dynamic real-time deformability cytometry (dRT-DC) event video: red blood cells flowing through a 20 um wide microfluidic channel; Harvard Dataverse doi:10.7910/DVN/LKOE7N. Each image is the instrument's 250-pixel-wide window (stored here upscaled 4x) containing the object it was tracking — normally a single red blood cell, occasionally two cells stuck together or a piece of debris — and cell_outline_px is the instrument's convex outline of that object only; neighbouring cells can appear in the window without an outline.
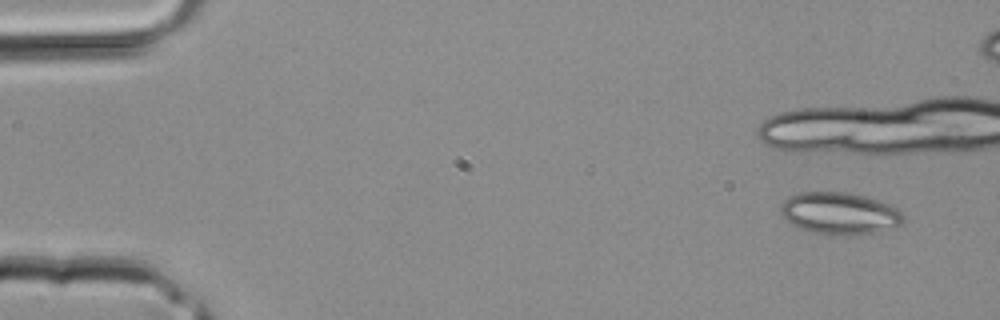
{"species": "common noctule bat (a hibernating species)", "species_latin": "Nyctalus noctula", "temperature_condition": "room temperature", "stored_images_in_passage": 4, "camera_frame_rate_fps": 3000, "um_per_image_px": 0.085, "animal": {"sex": "male", "body_mass_g": 20.4}, "frame": {"image": 1, "passage_image": 1, "time_ms": 0.0, "image_size_px": [1000, 320], "cell_outline_px": [[904, 220], [900, 224], [876, 232], [848, 236], [812, 232], [800, 228], [792, 224], [780, 212], [780, 204], [788, 196], [800, 192], [848, 192], [864, 196], [900, 208], [904, 212]], "centroid_in_image_um": [71.37, 18.12], "position_along_channel_um": 13.6, "area_um2": 30.06}}